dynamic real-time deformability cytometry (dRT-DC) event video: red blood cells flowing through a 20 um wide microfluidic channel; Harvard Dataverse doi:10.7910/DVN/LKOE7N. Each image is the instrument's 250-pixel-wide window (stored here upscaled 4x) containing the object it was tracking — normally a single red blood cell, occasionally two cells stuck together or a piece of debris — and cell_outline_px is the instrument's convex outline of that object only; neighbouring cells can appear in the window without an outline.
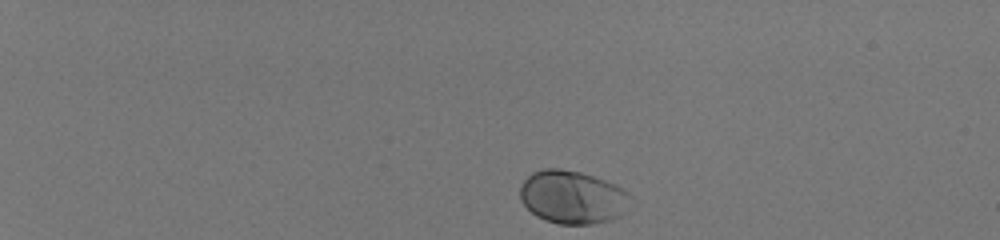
{"species": "human", "species_latin": "Homo sapiens", "temperature_condition": "room temperature", "stored_images_in_passage": 43, "camera_frame_rate_fps": 3000, "um_per_image_px": 0.085, "donor": {"sex": "male"}, "frame": {"image": 1, "passage_image": 1, "time_ms": 0.0, "image_size_px": [1000, 240], "cell_outline_px": [[628, 196], [620, 216], [612, 220], [592, 224], [560, 224], [536, 216], [520, 200], [520, 188], [524, 180], [532, 172], [544, 168], [560, 168], [580, 172], [616, 184], [628, 192]], "centroid_in_image_um": [48.61, 16.74], "position_along_channel_um": 36.4, "area_um2": 33.76}}
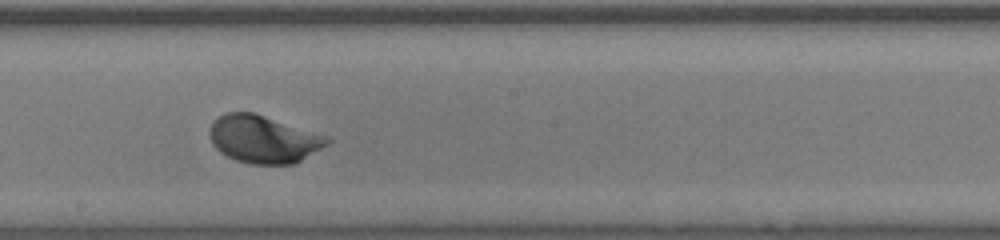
{"frame": {"image": 2, "passage_image": 24, "time_ms": 7.667, "image_size_px": [1000, 240], "cell_outline_px": [[332, 140], [328, 144], [296, 164], [252, 164], [236, 160], [220, 152], [212, 144], [208, 136], [208, 128], [212, 120], [224, 112], [252, 112], [264, 116]], "centroid_in_image_um": [22.28, 11.84], "position_along_channel_um": 225.9, "area_um2": 32.14}}
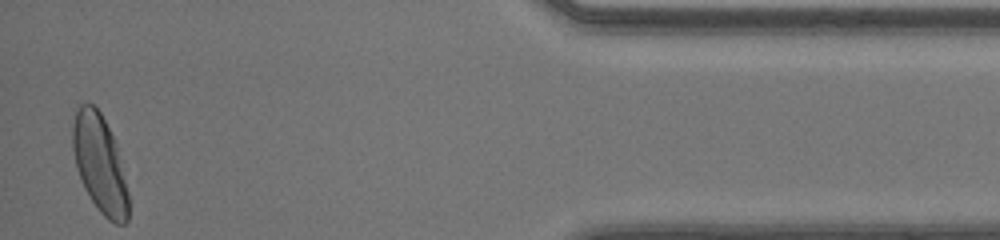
{"frame": {"image": 3, "passage_image": 42, "time_ms": 13.667, "image_size_px": [1000, 240], "cell_outline_px": [[128, 220], [124, 224], [116, 224], [108, 220], [100, 212], [84, 188], [76, 168], [72, 148], [72, 124], [76, 112], [80, 104], [92, 104], [100, 112], [116, 144], [128, 192]], "centroid_in_image_um": [8.46, 13.94], "position_along_channel_um": 426.7, "area_um2": 31.5}, "authors_computed_cell_mechanics": {"area_um2": 31.212, "velocity_mm_per_s": 4.1093, "shape_relaxation_time_tau1_ms": 1.1885, "shape_relaxation_time_tau2_ms": null, "deformation_change_tau1": 0.1062, "deformation_change_tau2": null}}